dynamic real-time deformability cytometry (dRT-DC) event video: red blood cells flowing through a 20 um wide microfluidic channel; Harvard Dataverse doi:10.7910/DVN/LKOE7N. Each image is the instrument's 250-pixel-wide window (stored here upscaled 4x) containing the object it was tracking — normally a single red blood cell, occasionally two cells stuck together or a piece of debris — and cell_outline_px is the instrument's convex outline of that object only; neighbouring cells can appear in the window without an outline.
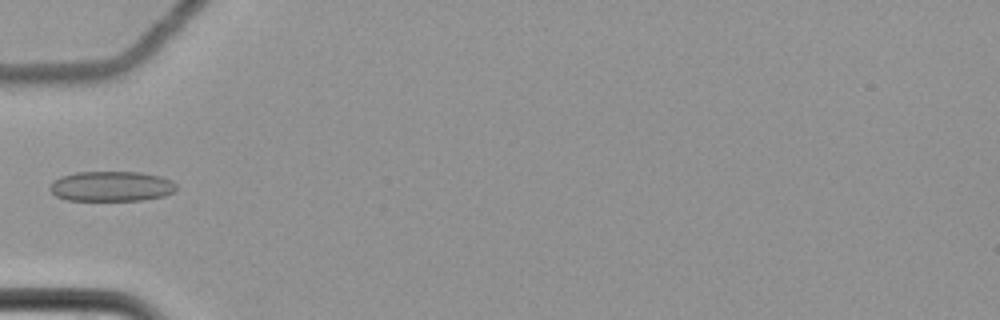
{"species": "common noctule bat (a hibernating species)", "species_latin": "Nyctalus noctula", "temperature_condition": "cold", "stored_images_in_passage": 6, "camera_frame_rate_fps": 3000, "um_per_image_px": 0.085, "animal": {"sex": "female", "body_mass_g": 22.7, "forearm_length_mm": 54.2}, "frame": {"image": 1, "passage_image": 6, "time_ms": 1.667, "image_size_px": [1000, 320], "cell_outline_px": [[176, 192], [164, 196], [144, 200], [68, 200], [56, 196], [48, 188], [52, 180], [60, 176], [76, 172], [140, 172], [160, 176], [172, 180], [176, 184]], "centroid_in_image_um": [9.47, 15.83], "position_along_channel_um": 75.5, "area_um2": 22.43}}